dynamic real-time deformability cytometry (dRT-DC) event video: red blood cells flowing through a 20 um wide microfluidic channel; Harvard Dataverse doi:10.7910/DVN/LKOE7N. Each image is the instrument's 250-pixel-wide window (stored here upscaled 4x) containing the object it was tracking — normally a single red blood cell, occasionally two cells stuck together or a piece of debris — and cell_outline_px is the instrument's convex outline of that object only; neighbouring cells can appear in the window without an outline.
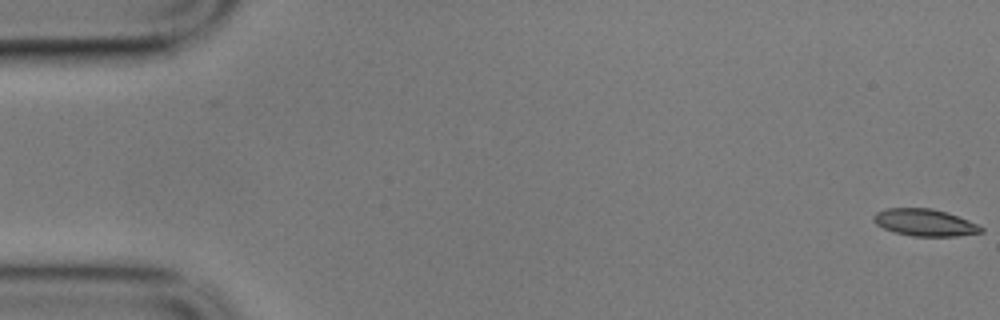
{"species": "common noctule bat (a hibernating species)", "species_latin": "Nyctalus noctula", "temperature_condition": "cold", "stored_images_in_passage": 6, "camera_frame_rate_fps": 3000, "um_per_image_px": 0.085, "animal": {"sex": "male", "body_mass_g": 17.9}, "frame": {"image": 1, "passage_image": 1, "time_ms": 0.0, "image_size_px": [1000, 320], "cell_outline_px": [[984, 232], [956, 236], [912, 236], [892, 232], [876, 224], [872, 220], [872, 216], [876, 212], [884, 208], [932, 208], [948, 212], [968, 220], [984, 228]], "centroid_in_image_um": [78.57, 18.91], "position_along_channel_um": 6.4, "area_um2": 17.11}}